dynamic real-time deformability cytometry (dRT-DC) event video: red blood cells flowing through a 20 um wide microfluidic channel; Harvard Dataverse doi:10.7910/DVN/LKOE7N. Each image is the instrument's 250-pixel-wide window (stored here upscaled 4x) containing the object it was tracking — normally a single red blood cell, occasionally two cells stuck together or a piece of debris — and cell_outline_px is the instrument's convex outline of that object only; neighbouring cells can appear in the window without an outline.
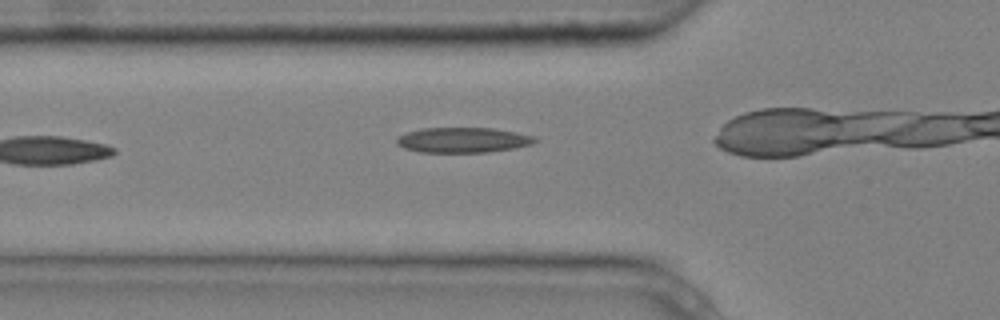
{"species": "common noctule bat (a hibernating species)", "species_latin": "Nyctalus noctula", "temperature_condition": "cold", "stored_images_in_passage": 5, "camera_frame_rate_fps": 3000, "um_per_image_px": 0.085, "animal": {"sex": "male", "body_mass_g": 20.4}, "frame": {"image": 1, "passage_image": 4, "time_ms": 1.0, "image_size_px": [1000, 320], "cell_outline_px": [[540, 140], [532, 144], [516, 148], [488, 152], [420, 152], [404, 148], [396, 144], [396, 140], [400, 136], [408, 132], [420, 128], [492, 128], [516, 132], [536, 136]], "centroid_in_image_um": [39.4, 11.9], "position_along_channel_um": 86.4, "area_um2": 20.4}}